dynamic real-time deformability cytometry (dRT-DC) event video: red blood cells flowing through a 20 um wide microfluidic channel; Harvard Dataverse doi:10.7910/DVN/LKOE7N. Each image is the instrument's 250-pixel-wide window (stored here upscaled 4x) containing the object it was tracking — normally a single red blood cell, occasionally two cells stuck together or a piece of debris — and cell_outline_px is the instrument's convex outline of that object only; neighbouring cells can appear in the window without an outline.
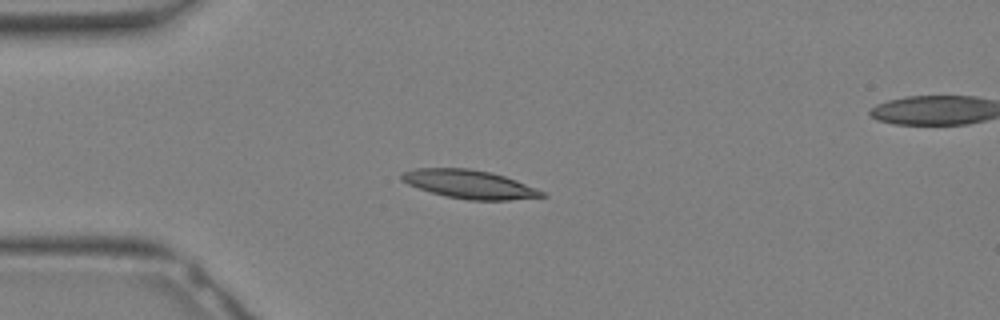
{"species": "Egyptian fruit bat (a non-hibernating species)", "species_latin": "Rousettus aegyptiacus", "temperature_condition": "warm", "stored_images_in_passage": 24, "camera_frame_rate_fps": 3000, "um_per_image_px": 0.085, "animal": {"sex": "female"}, "frame": {"image": 1, "passage_image": 1, "time_ms": 0.0, "image_size_px": [1000, 320], "cell_outline_px": [[548, 196], [508, 200], [468, 200], [444, 196], [408, 184], [400, 180], [400, 172], [416, 168], [468, 168], [492, 172], [516, 180], [536, 188], [544, 192]], "centroid_in_image_um": [39.88, 15.65], "position_along_channel_um": 45.1, "area_um2": 23.35}}
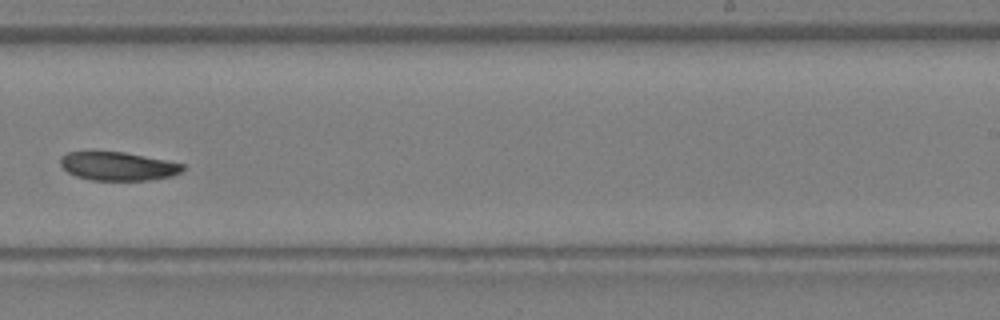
{"frame": {"image": 2, "passage_image": 13, "time_ms": 4.0, "image_size_px": [1000, 320], "cell_outline_px": [[184, 168], [180, 172], [172, 176], [152, 180], [92, 180], [76, 176], [68, 172], [60, 164], [60, 156], [68, 152], [124, 152], [184, 164]], "centroid_in_image_um": [10.02, 14.13], "position_along_channel_um": 279.0, "area_um2": 20.17}}
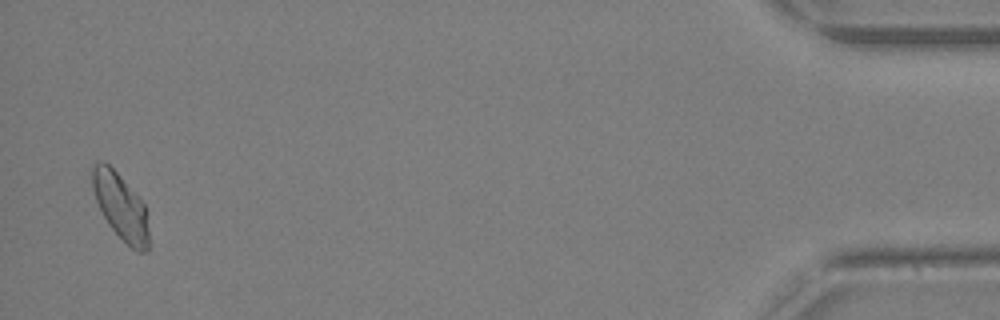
{"frame": {"image": 3, "passage_image": 24, "time_ms": 7.667, "image_size_px": [1000, 320], "cell_outline_px": [[148, 252], [136, 252], [108, 224], [96, 200], [92, 188], [92, 164], [96, 160], [104, 160], [120, 176], [144, 204], [148, 232]], "centroid_in_image_um": [10.22, 17.52], "position_along_channel_um": 425.0, "area_um2": 21.39}}